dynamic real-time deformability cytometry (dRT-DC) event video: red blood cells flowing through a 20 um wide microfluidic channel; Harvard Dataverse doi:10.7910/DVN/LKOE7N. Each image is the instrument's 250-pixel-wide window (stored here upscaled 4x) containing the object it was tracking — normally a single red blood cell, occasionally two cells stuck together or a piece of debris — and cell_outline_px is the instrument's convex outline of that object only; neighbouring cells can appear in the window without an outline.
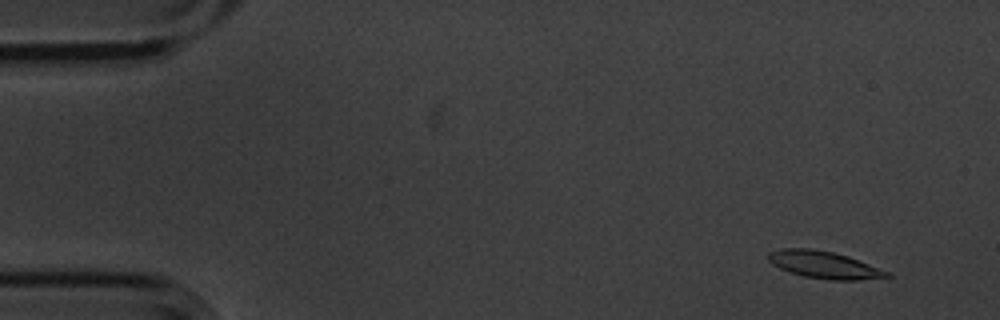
{"species": "common noctule bat (a hibernating species)", "species_latin": "Nyctalus noctula", "temperature_condition": "cold", "stored_images_in_passage": 5, "camera_frame_rate_fps": 3000, "um_per_image_px": 0.085, "animal": {"sex": "male", "body_mass_g": 20.1, "forearm_length_mm": 53.5}, "frame": {"image": 1, "passage_image": 1, "time_ms": 0.0, "image_size_px": [1000, 320], "cell_outline_px": [[892, 276], [856, 280], [828, 280], [804, 276], [788, 272], [772, 264], [768, 260], [768, 252], [784, 248], [808, 248], [832, 252], [848, 256], [888, 272]], "centroid_in_image_um": [69.99, 22.51], "position_along_channel_um": 15.0, "area_um2": 18.55}}
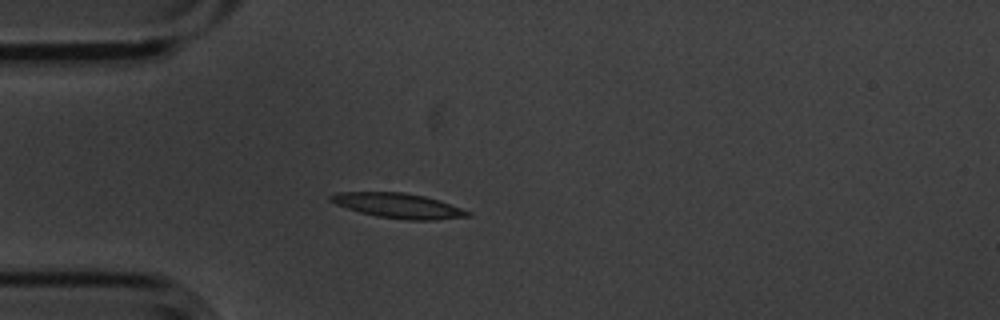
{"frame": {"image": 2, "passage_image": 4, "time_ms": 1.0, "image_size_px": [1000, 320], "cell_outline_px": [[472, 216], [432, 220], [404, 220], [376, 216], [360, 212], [336, 204], [328, 200], [328, 196], [340, 192], [404, 192], [424, 196], [440, 200], [472, 212]], "centroid_in_image_um": [33.88, 17.48], "position_along_channel_um": 51.1, "area_um2": 19.94}}